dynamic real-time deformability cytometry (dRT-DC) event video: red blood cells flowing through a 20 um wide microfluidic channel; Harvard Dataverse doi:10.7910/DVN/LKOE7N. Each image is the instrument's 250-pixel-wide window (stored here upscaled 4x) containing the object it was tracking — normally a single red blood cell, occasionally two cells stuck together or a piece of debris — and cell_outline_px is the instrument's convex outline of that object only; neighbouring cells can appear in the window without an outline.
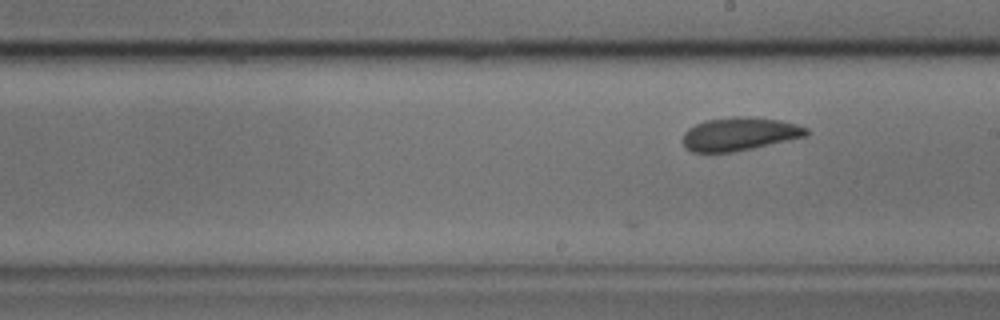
{"species": "common noctule bat (a hibernating species)", "species_latin": "Nyctalus noctula", "temperature_condition": "cold", "stored_images_in_passage": 26, "camera_frame_rate_fps": 3000, "um_per_image_px": 0.085, "animal": {"sex": "male", "body_mass_g": 17.9, "forearm_length_mm": 54.2}, "frame": {"image": 1, "passage_image": 12, "time_ms": 3.667, "image_size_px": [1000, 320], "cell_outline_px": [[808, 136], [752, 148], [732, 152], [692, 152], [684, 148], [684, 132], [688, 128], [704, 120], [732, 116], [748, 116], [780, 120], [796, 124], [808, 128]], "centroid_in_image_um": [62.85, 11.38], "position_along_channel_um": 226.1, "area_um2": 24.04}}
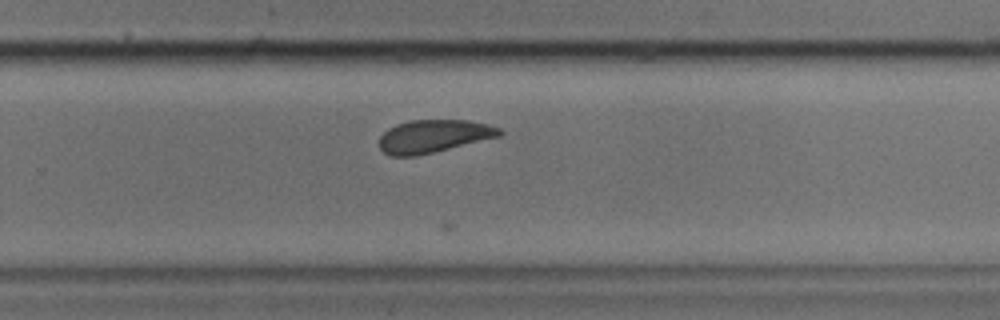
{"frame": {"image": 2, "passage_image": 17, "time_ms": 5.333, "image_size_px": [1000, 320], "cell_outline_px": [[504, 132], [500, 136], [416, 156], [392, 156], [384, 152], [380, 148], [380, 136], [388, 128], [396, 124], [408, 120], [468, 120], [488, 124], [500, 128]], "centroid_in_image_um": [36.85, 11.56], "position_along_channel_um": 292.9, "area_um2": 22.95}}